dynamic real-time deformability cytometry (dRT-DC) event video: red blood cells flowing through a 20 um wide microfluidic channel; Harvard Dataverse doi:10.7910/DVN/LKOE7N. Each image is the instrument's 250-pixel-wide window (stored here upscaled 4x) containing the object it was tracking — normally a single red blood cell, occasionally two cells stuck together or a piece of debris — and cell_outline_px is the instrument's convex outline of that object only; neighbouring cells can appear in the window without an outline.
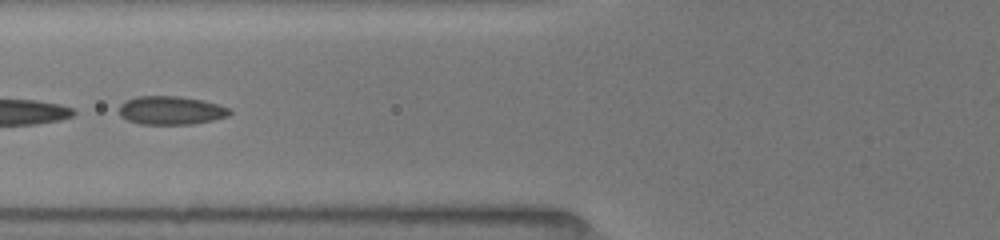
{"species": "common noctule bat (a hibernating species)", "species_latin": "Nyctalus noctula", "temperature_condition": "room temperature", "stored_images_in_passage": 38, "segment_of_instrument_passage": [2, 2], "camera_frame_rate_fps": 3000, "um_per_image_px": 0.085, "animal": {"sex": "female", "body_mass_g": 19.5, "forearm_length_mm": 54.1}, "frame": {"image": 1, "passage_image": 22, "time_ms": 7.0, "image_size_px": [1000, 240], "cell_outline_px": [[232, 112], [228, 116], [196, 124], [140, 124], [128, 120], [120, 116], [120, 104], [124, 100], [136, 96], [180, 96], [204, 100], [232, 108]], "centroid_in_image_um": [14.55, 9.37], "position_along_channel_um": 111.2, "area_um2": 18.61}}
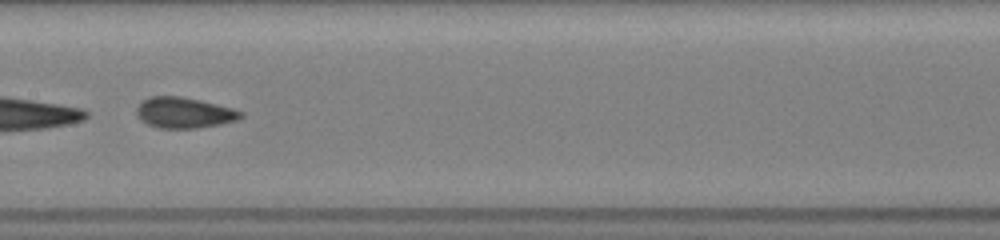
{"frame": {"image": 2, "passage_image": 28, "time_ms": 9.0, "image_size_px": [1000, 240], "cell_outline_px": [[244, 116], [236, 120], [220, 124], [196, 128], [160, 128], [148, 124], [140, 120], [136, 116], [136, 108], [140, 100], [148, 96], [180, 96], [200, 100], [232, 108], [244, 112]], "centroid_in_image_um": [15.6, 9.57], "position_along_channel_um": 191.8, "area_um2": 18.84}}